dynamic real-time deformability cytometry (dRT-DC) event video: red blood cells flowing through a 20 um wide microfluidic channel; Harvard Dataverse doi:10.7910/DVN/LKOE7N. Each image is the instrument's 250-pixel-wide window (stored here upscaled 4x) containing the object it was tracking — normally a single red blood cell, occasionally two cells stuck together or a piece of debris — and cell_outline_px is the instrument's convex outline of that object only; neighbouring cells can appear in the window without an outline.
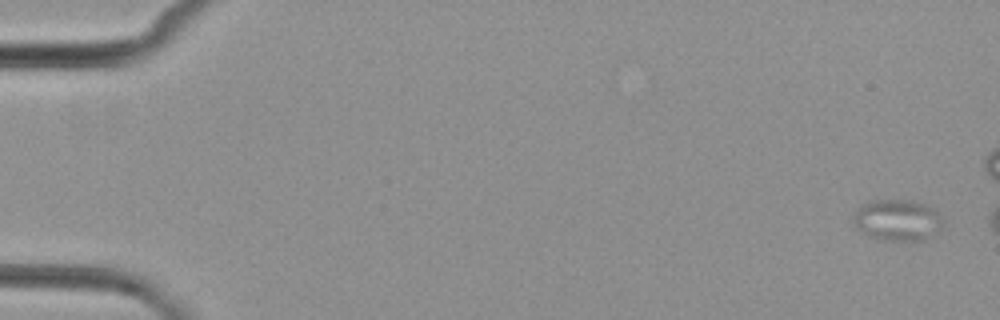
{"species": "common noctule bat (a hibernating species)", "species_latin": "Nyctalus noctula", "temperature_condition": "cold", "stored_images_in_passage": 8, "camera_frame_rate_fps": 3000, "um_per_image_px": 0.085, "animal": {"sex": "female", "body_mass_g": 29.2, "forearm_length_mm": 56.3}, "frame": {"image": 1, "passage_image": 1, "time_ms": 0.0, "image_size_px": [1000, 320], "cell_outline_px": [[944, 228], [932, 236], [924, 240], [884, 240], [868, 236], [860, 232], [856, 228], [852, 220], [852, 212], [860, 204], [868, 200], [912, 200], [936, 208], [944, 216]], "centroid_in_image_um": [76.3, 18.69], "position_along_channel_um": 8.7, "area_um2": 22.48}}